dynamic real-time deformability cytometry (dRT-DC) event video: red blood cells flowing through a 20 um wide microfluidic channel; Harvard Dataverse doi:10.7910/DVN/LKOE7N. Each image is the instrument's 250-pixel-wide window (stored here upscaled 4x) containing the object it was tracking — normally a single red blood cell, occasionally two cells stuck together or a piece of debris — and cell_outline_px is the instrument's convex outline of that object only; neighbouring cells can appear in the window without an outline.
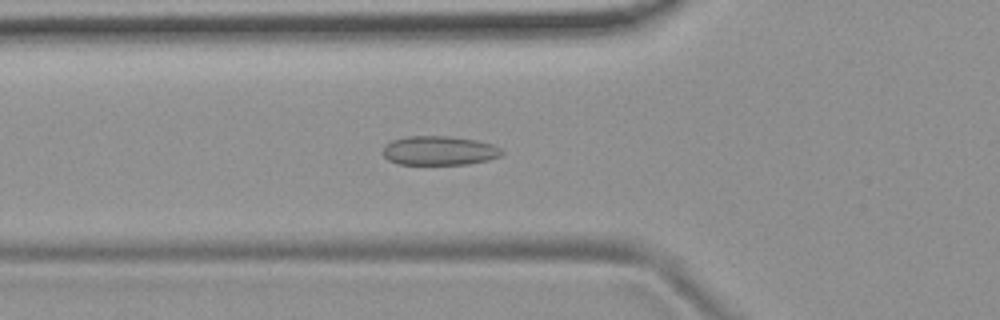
{"species": "common noctule bat (a hibernating species)", "species_latin": "Nyctalus noctula", "temperature_condition": "room temperature", "stored_images_in_passage": 54, "camera_frame_rate_fps": 3000, "um_per_image_px": 0.085, "animal": {"sex": "female", "body_mass_g": 19.9}, "frame": {"image": 1, "passage_image": 19, "time_ms": 6.0, "image_size_px": [1000, 320], "cell_outline_px": [[504, 152], [500, 156], [488, 160], [468, 164], [396, 164], [388, 160], [384, 156], [384, 144], [392, 140], [404, 136], [448, 136], [476, 140], [492, 144], [500, 148]], "centroid_in_image_um": [37.32, 12.8], "position_along_channel_um": 88.5, "area_um2": 20.29}}
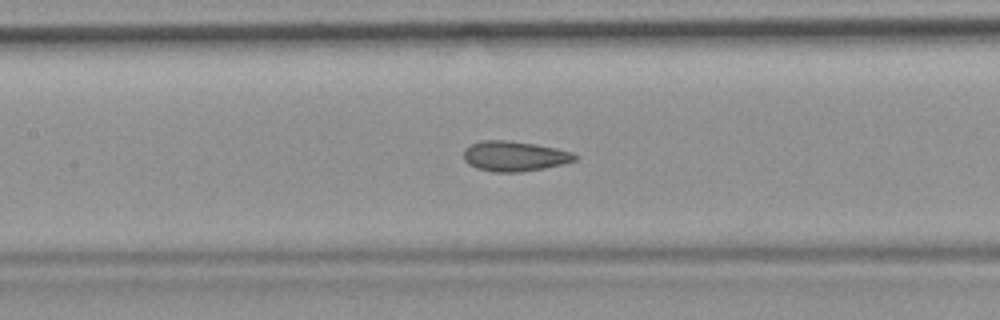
{"frame": {"image": 2, "passage_image": 25, "time_ms": 8.0, "image_size_px": [1000, 320], "cell_outline_px": [[576, 160], [564, 164], [544, 168], [520, 172], [492, 172], [476, 168], [468, 164], [464, 160], [464, 148], [480, 140], [504, 140], [536, 144], [556, 148], [572, 152], [576, 156]], "centroid_in_image_um": [43.7, 13.28], "position_along_channel_um": 163.7, "area_um2": 19.59}}
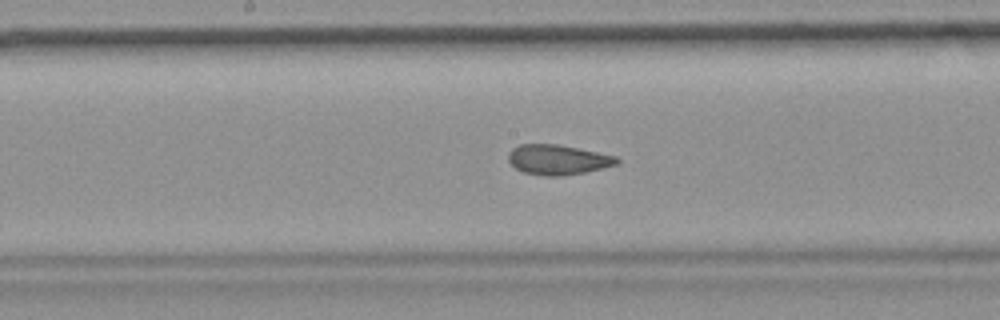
{"frame": {"image": 3, "passage_image": 28, "time_ms": 9.0, "image_size_px": [1000, 320], "cell_outline_px": [[620, 164], [584, 172], [560, 176], [544, 176], [524, 172], [516, 168], [508, 160], [508, 152], [512, 148], [520, 144], [556, 144], [616, 156], [620, 160]], "centroid_in_image_um": [47.41, 13.57], "position_along_channel_um": 200.8, "area_um2": 18.84}, "authors_computed_cell_mechanics": {"area_um2": 19.7098, "velocity_mm_per_s": 3.7496, "shape_relaxation_time_tau1_ms": null, "shape_relaxation_time_tau2_ms": 1.512, "deformation_change_tau1": null, "deformation_change_tau2": 0.0773}}